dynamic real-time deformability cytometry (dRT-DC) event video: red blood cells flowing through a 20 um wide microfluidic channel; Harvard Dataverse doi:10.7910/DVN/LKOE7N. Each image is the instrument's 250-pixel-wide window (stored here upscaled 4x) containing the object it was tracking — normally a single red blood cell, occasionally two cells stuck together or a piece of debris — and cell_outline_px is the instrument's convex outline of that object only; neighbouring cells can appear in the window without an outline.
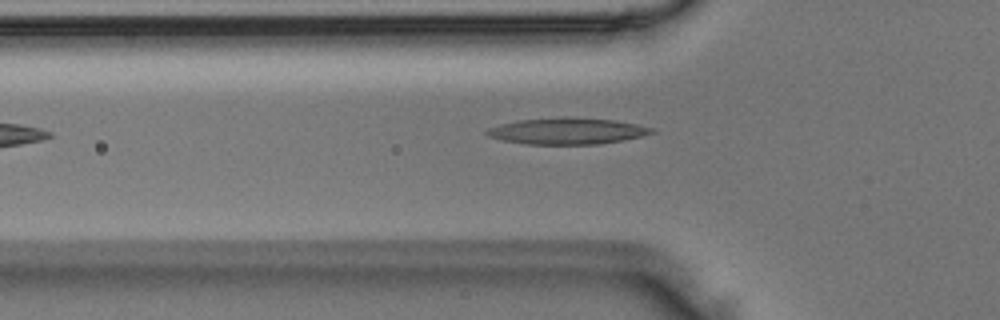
{"species": "Egyptian fruit bat (a non-hibernating species)", "species_latin": "Rousettus aegyptiacus", "temperature_condition": "room temperature", "stored_images_in_passage": 32, "camera_frame_rate_fps": 3000, "um_per_image_px": 0.085, "animal": {"sex": "male"}, "frame": {"image": 1, "passage_image": 4, "time_ms": 1.0, "image_size_px": [1000, 320], "cell_outline_px": [[656, 132], [624, 140], [600, 144], [528, 144], [500, 140], [488, 136], [484, 132], [488, 128], [500, 124], [520, 120], [560, 116], [572, 116], [616, 120], [656, 128]], "centroid_in_image_um": [48.23, 11.12], "position_along_channel_um": 77.6, "area_um2": 25.72}}
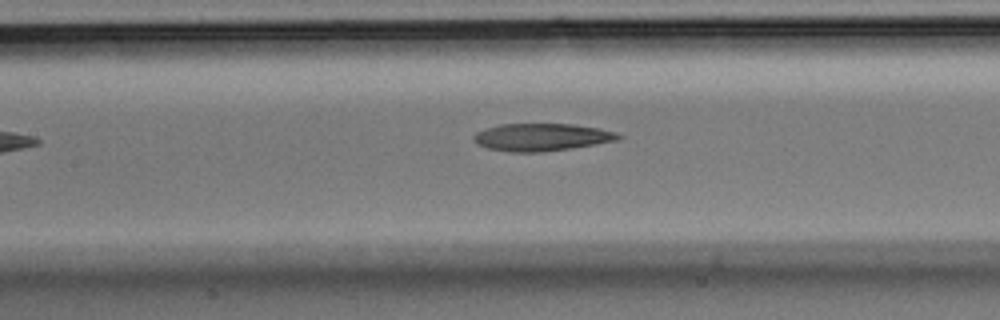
{"frame": {"image": 2, "passage_image": 10, "time_ms": 3.0, "image_size_px": [1000, 320], "cell_outline_px": [[624, 136], [620, 140], [572, 148], [540, 152], [508, 152], [488, 148], [476, 144], [472, 136], [476, 132], [500, 124], [572, 124], [600, 128], [616, 132]], "centroid_in_image_um": [46.07, 11.66], "position_along_channel_um": 161.3, "area_um2": 23.29}}
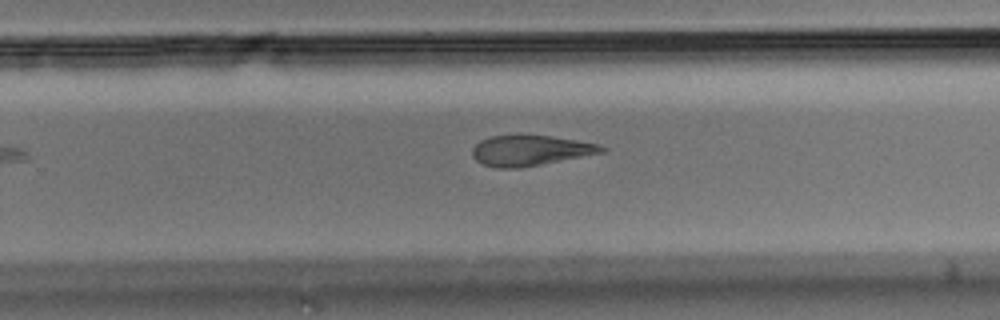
{"frame": {"image": 3, "passage_image": 19, "time_ms": 6.0, "image_size_px": [1000, 320], "cell_outline_px": [[608, 148], [604, 152], [540, 164], [516, 168], [496, 168], [484, 164], [476, 160], [472, 156], [472, 148], [480, 140], [492, 136], [552, 136], [600, 144]], "centroid_in_image_um": [45.08, 12.79], "position_along_channel_um": 284.7, "area_um2": 22.54}}